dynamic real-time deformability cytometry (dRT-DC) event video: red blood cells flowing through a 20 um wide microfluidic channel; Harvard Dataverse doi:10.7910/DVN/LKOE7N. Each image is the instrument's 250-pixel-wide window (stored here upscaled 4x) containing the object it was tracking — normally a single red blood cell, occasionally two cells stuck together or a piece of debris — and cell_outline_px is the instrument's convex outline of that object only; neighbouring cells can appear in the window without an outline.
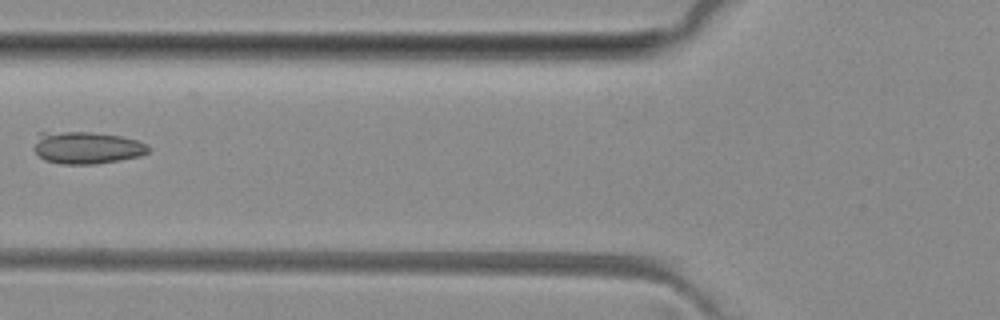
{"species": "common noctule bat (a hibernating species)", "species_latin": "Nyctalus noctula", "temperature_condition": "room temperature", "stored_images_in_passage": 4, "camera_frame_rate_fps": 3000, "um_per_image_px": 0.085, "animal": {"sex": "female", "body_mass_g": 29.2, "forearm_length_mm": 56.3}, "frame": {"image": 1, "passage_image": 4, "time_ms": 3.333, "image_size_px": [1000, 320], "cell_outline_px": [[152, 148], [148, 152], [140, 156], [120, 160], [96, 164], [60, 164], [44, 160], [32, 148], [36, 132], [92, 132], [120, 136], [136, 140], [148, 144]], "centroid_in_image_um": [7.34, 12.55], "position_along_channel_um": 118.5, "area_um2": 21.85}}